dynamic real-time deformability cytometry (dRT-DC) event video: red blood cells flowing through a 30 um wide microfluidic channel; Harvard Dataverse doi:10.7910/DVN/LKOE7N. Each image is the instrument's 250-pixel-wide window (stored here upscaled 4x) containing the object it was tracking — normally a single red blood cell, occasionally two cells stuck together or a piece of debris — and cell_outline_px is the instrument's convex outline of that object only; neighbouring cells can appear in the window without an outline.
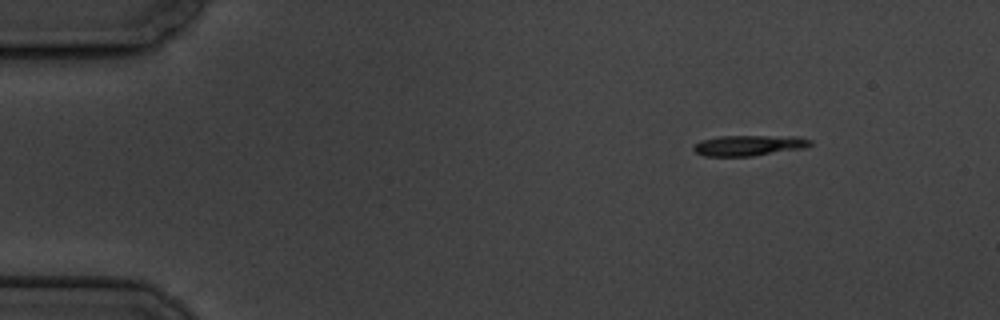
{"species": "common noctule bat (a hibernating species)", "species_latin": "Nyctalus noctula", "temperature_condition": "cold", "stored_images_in_passage": 4, "camera_frame_rate_fps": 3000, "um_per_image_px": 0.085, "animal": {"sex": "male", "body_mass_g": 19.5, "forearm_length_mm": 54.6}, "frame": {"image": 1, "passage_image": 2, "time_ms": 1.333, "image_size_px": [1000, 320], "cell_outline_px": [[812, 144], [804, 148], [752, 156], [704, 156], [696, 152], [692, 148], [692, 144], [700, 140], [720, 136], [796, 136], [812, 140]], "centroid_in_image_um": [63.63, 12.35], "position_along_channel_um": 21.4, "area_um2": 14.1}}